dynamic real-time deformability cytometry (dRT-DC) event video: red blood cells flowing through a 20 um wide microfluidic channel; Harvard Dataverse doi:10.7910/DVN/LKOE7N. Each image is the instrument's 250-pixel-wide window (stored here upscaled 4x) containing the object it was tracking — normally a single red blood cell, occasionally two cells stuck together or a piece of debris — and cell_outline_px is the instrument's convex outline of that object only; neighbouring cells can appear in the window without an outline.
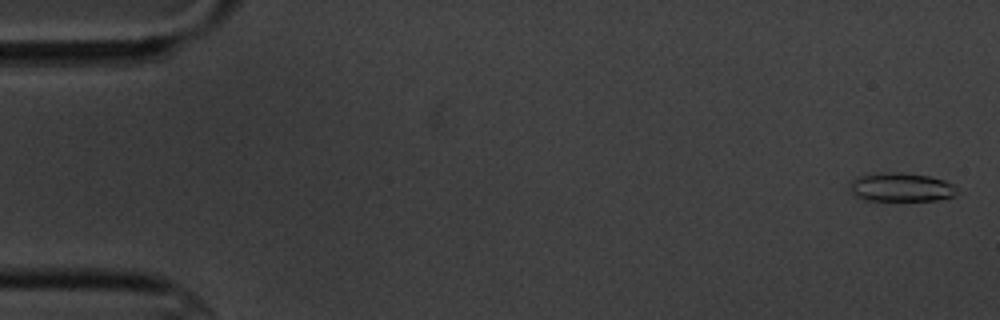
{"species": "common noctule bat (a hibernating species)", "species_latin": "Nyctalus noctula", "temperature_condition": "cold", "stored_images_in_passage": 5, "camera_frame_rate_fps": 3000, "um_per_image_px": 0.085, "animal": {"sex": "male", "body_mass_g": 20.1, "forearm_length_mm": 53.5}, "frame": {"image": 1, "passage_image": 1, "time_ms": 0.0, "image_size_px": [1000, 320], "cell_outline_px": [[964, 192], [956, 196], [940, 200], [864, 200], [856, 196], [848, 188], [852, 180], [856, 176], [892, 172], [896, 172], [928, 176], [944, 180], [952, 184]], "centroid_in_image_um": [76.66, 15.93], "position_along_channel_um": 8.3, "area_um2": 18.15}}
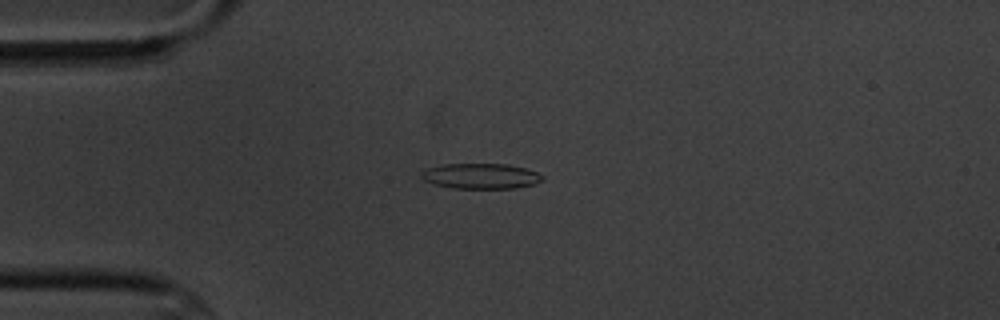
{"frame": {"image": 2, "passage_image": 4, "time_ms": 4.333, "image_size_px": [1000, 320], "cell_outline_px": [[544, 180], [536, 184], [516, 188], [452, 188], [436, 184], [424, 180], [420, 176], [420, 172], [428, 168], [444, 164], [508, 164], [524, 168], [536, 172], [544, 176]], "centroid_in_image_um": [40.9, 14.97], "position_along_channel_um": 44.1, "area_um2": 17.92}}